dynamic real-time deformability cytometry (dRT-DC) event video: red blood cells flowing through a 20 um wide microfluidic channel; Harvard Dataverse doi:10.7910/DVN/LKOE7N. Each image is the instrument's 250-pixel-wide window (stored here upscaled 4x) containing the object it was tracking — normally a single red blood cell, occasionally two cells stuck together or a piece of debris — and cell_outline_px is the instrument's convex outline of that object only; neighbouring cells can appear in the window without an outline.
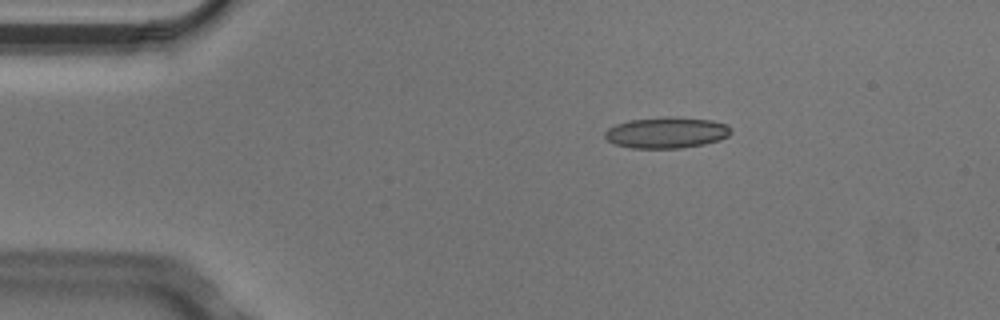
{"species": "Egyptian fruit bat (a non-hibernating species)", "species_latin": "Rousettus aegyptiacus", "temperature_condition": "cold", "stored_images_in_passage": 5, "camera_frame_rate_fps": 3000, "um_per_image_px": 0.085, "animal": {"sex": "male"}, "frame": {"image": 1, "passage_image": 1, "time_ms": 0.0, "image_size_px": [1000, 320], "cell_outline_px": [[732, 132], [728, 136], [720, 140], [704, 144], [680, 148], [632, 148], [616, 144], [608, 140], [604, 136], [604, 132], [608, 128], [616, 124], [628, 120], [664, 116], [676, 116], [712, 120], [728, 124], [732, 128]], "centroid_in_image_um": [56.69, 11.25], "position_along_channel_um": 28.3, "area_um2": 23.18}}
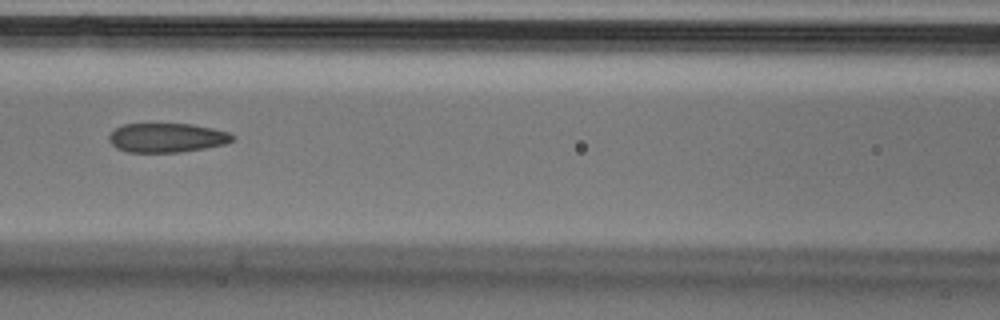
{"frame": {"image": 2, "passage_image": 5, "time_ms": 1.333, "image_size_px": [1000, 320], "cell_outline_px": [[236, 136], [232, 140], [224, 144], [204, 148], [180, 152], [128, 152], [116, 148], [108, 140], [108, 136], [116, 128], [124, 124], [192, 124], [212, 128], [228, 132]], "centroid_in_image_um": [14.17, 11.7], "position_along_channel_um": 152.4, "area_um2": 20.92}}